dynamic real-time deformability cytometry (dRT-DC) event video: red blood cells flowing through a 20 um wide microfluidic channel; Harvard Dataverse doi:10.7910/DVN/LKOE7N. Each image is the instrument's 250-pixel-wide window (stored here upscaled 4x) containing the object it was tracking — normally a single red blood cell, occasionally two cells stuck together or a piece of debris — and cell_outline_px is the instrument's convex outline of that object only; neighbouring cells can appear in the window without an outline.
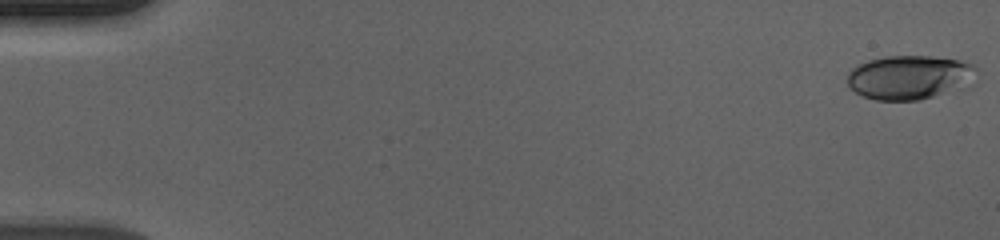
{"species": "human", "species_latin": "Homo sapiens", "temperature_condition": "cold", "stored_images_in_passage": 56, "camera_frame_rate_fps": 3000, "um_per_image_px": 0.085, "donor": {"sex": "male"}, "frame": {"image": 1, "passage_image": 1, "time_ms": 0.0, "image_size_px": [1000, 240], "cell_outline_px": [[976, 68], [940, 92], [932, 96], [920, 100], [876, 100], [864, 96], [848, 88], [848, 72], [856, 64], [868, 60], [884, 56], [932, 56], [960, 60], [972, 64]], "centroid_in_image_um": [76.99, 6.53], "position_along_channel_um": 8.0, "area_um2": 31.21}}
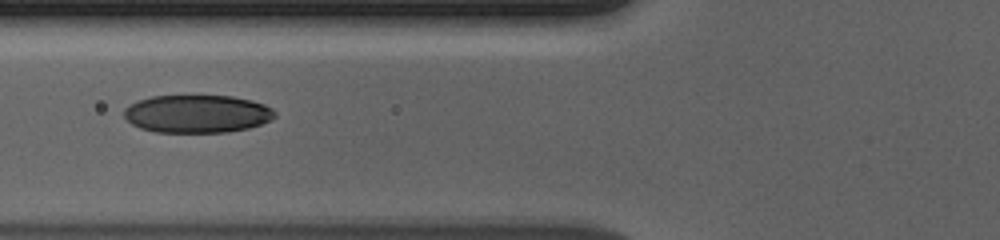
{"frame": {"image": 2, "passage_image": 23, "time_ms": 7.333, "image_size_px": [1000, 240], "cell_outline_px": [[276, 116], [260, 124], [248, 128], [228, 132], [156, 132], [140, 128], [132, 124], [124, 116], [124, 108], [140, 100], [152, 96], [232, 96], [252, 100], [264, 104], [272, 108], [276, 112]], "centroid_in_image_um": [16.77, 9.67], "position_along_channel_um": 109.0, "area_um2": 33.18}}
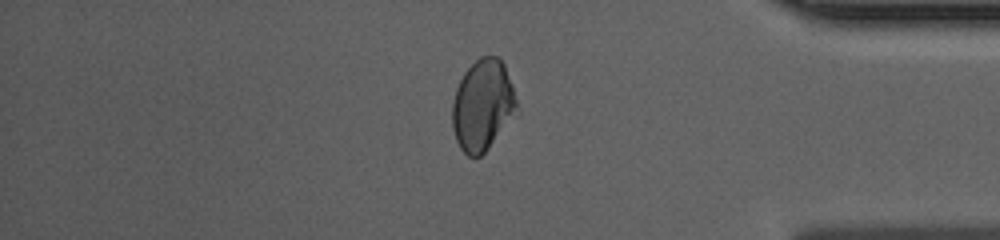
{"frame": {"image": 3, "passage_image": 48, "time_ms": 15.667, "image_size_px": [1000, 240], "cell_outline_px": [[516, 104], [488, 148], [480, 156], [468, 156], [460, 148], [456, 140], [452, 128], [452, 104], [456, 88], [464, 72], [480, 56], [496, 56], [504, 64], [516, 100]], "centroid_in_image_um": [40.93, 8.91], "position_along_channel_um": 394.3, "area_um2": 32.77}, "authors_computed_cell_mechanics": {"area_um2": 33.2061, "velocity_mm_per_s": 3.6855, "shape_relaxation_time_tau1_ms": 6.8176, "shape_relaxation_time_tau2_ms": 1.6935, "deformation_change_tau1": 0.177, "deformation_change_tau2": 0.0489}}